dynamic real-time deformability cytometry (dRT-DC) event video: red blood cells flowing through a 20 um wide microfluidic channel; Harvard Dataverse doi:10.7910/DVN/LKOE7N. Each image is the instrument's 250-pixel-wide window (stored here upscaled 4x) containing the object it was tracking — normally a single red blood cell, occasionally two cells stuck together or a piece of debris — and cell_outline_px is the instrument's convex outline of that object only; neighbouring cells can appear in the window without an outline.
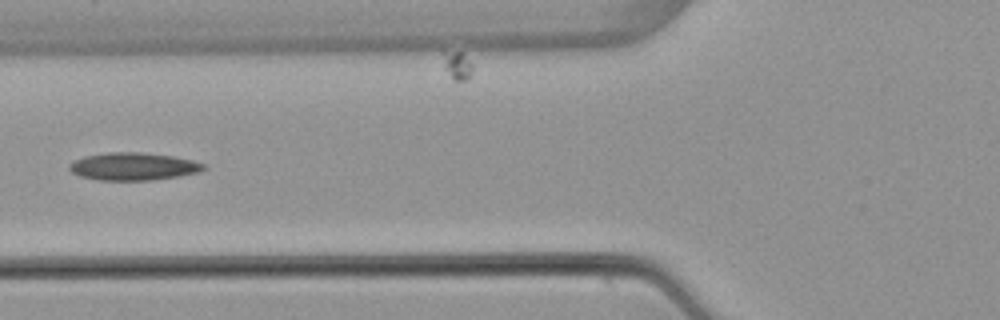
{"species": "common noctule bat (a hibernating species)", "species_latin": "Nyctalus noctula", "temperature_condition": "warm", "stored_images_in_passage": 5, "camera_frame_rate_fps": 3000, "um_per_image_px": 0.085, "animal": {"sex": "female", "body_mass_g": 22.7, "forearm_length_mm": 54.2}, "frame": {"image": 1, "passage_image": 4, "time_ms": 3.667, "image_size_px": [1000, 320], "cell_outline_px": [[208, 168], [200, 172], [180, 176], [152, 180], [100, 180], [80, 176], [72, 172], [68, 168], [68, 164], [84, 156], [108, 152], [140, 152], [172, 156], [192, 160], [204, 164]], "centroid_in_image_um": [11.35, 14.15], "position_along_channel_um": 114.4, "area_um2": 21.68}}